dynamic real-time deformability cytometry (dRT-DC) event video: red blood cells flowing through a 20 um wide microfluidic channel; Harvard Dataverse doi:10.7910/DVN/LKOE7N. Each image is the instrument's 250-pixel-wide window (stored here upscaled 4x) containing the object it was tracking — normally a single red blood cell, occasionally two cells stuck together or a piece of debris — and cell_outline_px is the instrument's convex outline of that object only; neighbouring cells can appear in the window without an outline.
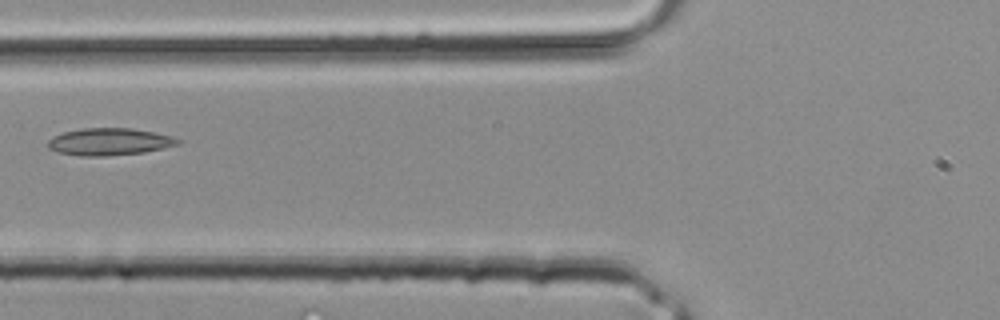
{"species": "common noctule bat (a hibernating species)", "species_latin": "Nyctalus noctula", "temperature_condition": "room temperature", "stored_images_in_passage": 4, "camera_frame_rate_fps": 3000, "um_per_image_px": 0.085, "animal": {"sex": "male", "body_mass_g": 20.4}, "frame": {"image": 1, "passage_image": 4, "time_ms": 1.0, "image_size_px": [1000, 320], "cell_outline_px": [[180, 144], [164, 148], [144, 152], [104, 156], [80, 156], [60, 152], [48, 148], [48, 140], [52, 136], [64, 132], [84, 128], [132, 128], [172, 136], [180, 140]], "centroid_in_image_um": [9.3, 12.04], "position_along_channel_um": 116.5, "area_um2": 20.46}}